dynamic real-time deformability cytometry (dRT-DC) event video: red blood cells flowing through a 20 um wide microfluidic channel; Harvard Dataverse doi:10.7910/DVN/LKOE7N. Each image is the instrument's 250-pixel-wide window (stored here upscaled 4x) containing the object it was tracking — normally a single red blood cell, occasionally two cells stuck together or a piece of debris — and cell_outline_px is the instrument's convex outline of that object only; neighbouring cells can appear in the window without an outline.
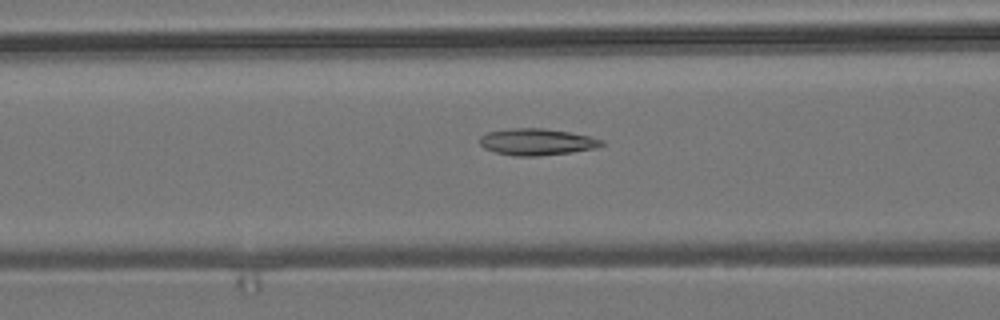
{"species": "common noctule bat (a hibernating species)", "species_latin": "Nyctalus noctula", "temperature_condition": "room temperature", "stored_images_in_passage": 38, "camera_frame_rate_fps": 3000, "um_per_image_px": 0.085, "animal": {"sex": "male", "body_mass_g": 19.2, "forearm_length_mm": 51.8}, "frame": {"image": 1, "passage_image": 6, "time_ms": 1.667, "image_size_px": [1000, 320], "cell_outline_px": [[604, 144], [596, 148], [572, 152], [536, 156], [512, 156], [496, 152], [484, 148], [480, 144], [480, 136], [488, 132], [512, 128], [544, 128], [568, 132], [588, 136], [604, 140]], "centroid_in_image_um": [45.62, 12.06], "position_along_channel_um": 121.0, "area_um2": 18.84}}
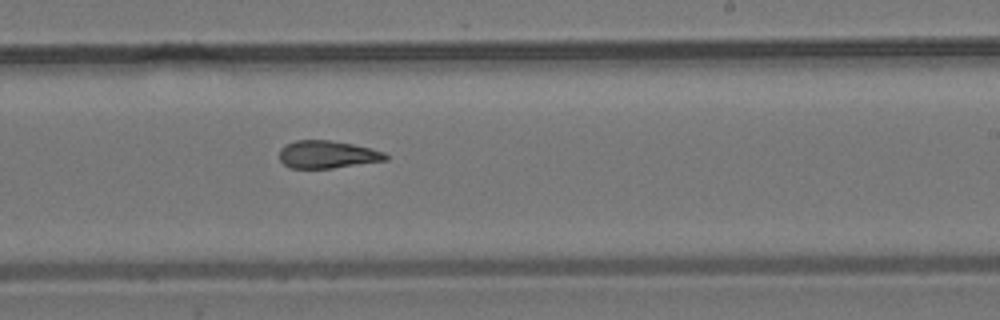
{"frame": {"image": 2, "passage_image": 17, "time_ms": 5.333, "image_size_px": [1000, 320], "cell_outline_px": [[388, 160], [332, 168], [292, 168], [284, 164], [280, 160], [280, 148], [284, 144], [296, 140], [328, 140], [352, 144], [384, 152], [388, 156]], "centroid_in_image_um": [27.8, 13.13], "position_along_channel_um": 261.2, "area_um2": 16.99}}
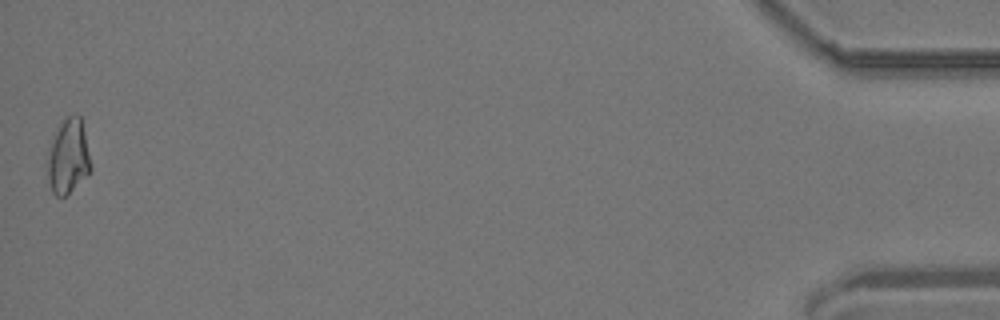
{"frame": {"image": 3, "passage_image": 38, "time_ms": 12.333, "image_size_px": [1000, 320], "cell_outline_px": [[92, 168], [64, 196], [56, 196], [52, 192], [48, 180], [48, 152], [52, 136], [60, 120], [76, 112], [80, 116], [84, 132]], "centroid_in_image_um": [5.77, 13.22], "position_along_channel_um": 429.4, "area_um2": 18.61}, "authors_computed_cell_mechanics": {"area_um2": 17.7446, "velocity_mm_per_s": 3.8305, "shape_relaxation_time_tau1_ms": null, "shape_relaxation_time_tau2_ms": 3.8012, "deformation_change_tau1": null, "deformation_change_tau2": 0.1167}}